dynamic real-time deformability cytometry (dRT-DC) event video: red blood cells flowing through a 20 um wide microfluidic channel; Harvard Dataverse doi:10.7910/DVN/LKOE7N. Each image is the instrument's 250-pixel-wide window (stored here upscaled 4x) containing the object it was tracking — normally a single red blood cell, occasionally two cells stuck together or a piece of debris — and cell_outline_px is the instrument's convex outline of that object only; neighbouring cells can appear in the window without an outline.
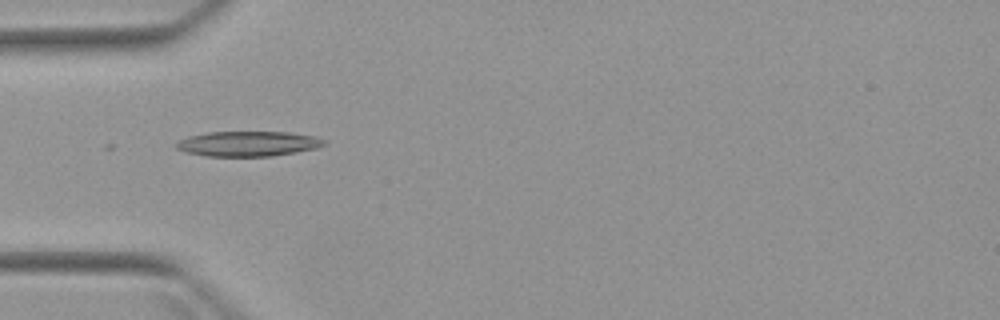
{"species": "Egyptian fruit bat (a non-hibernating species)", "species_latin": "Rousettus aegyptiacus", "temperature_condition": "warm", "stored_images_in_passage": 4, "camera_frame_rate_fps": 3000, "um_per_image_px": 0.085, "animal": {"sex": "female"}, "frame": {"image": 1, "passage_image": 1, "time_ms": 0.0, "image_size_px": [1000, 320], "cell_outline_px": [[328, 144], [316, 148], [296, 152], [272, 156], [204, 156], [188, 152], [176, 148], [176, 144], [180, 140], [188, 136], [208, 132], [288, 132], [316, 136], [324, 140]], "centroid_in_image_um": [21.12, 12.21], "position_along_channel_um": 63.9, "area_um2": 21.56}}
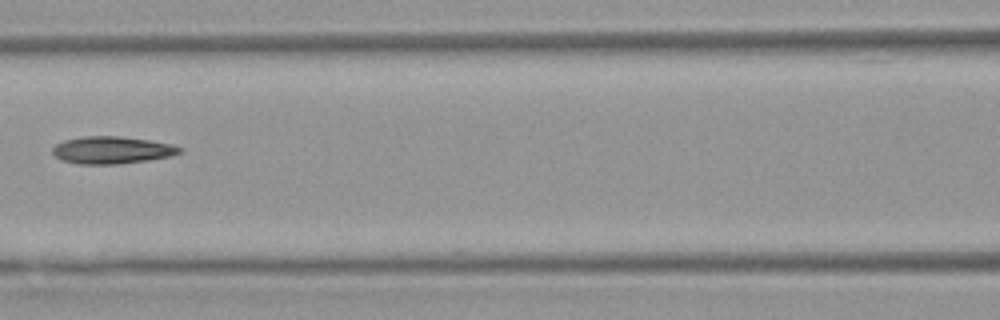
{"frame": {"image": 2, "passage_image": 3, "time_ms": 2.333, "image_size_px": [1000, 320], "cell_outline_px": [[184, 152], [172, 156], [148, 160], [116, 164], [76, 164], [60, 160], [52, 152], [52, 148], [56, 144], [64, 140], [84, 136], [120, 136], [148, 140], [172, 144], [184, 148]], "centroid_in_image_um": [9.54, 12.76], "position_along_channel_um": 157.1, "area_um2": 20.4}}
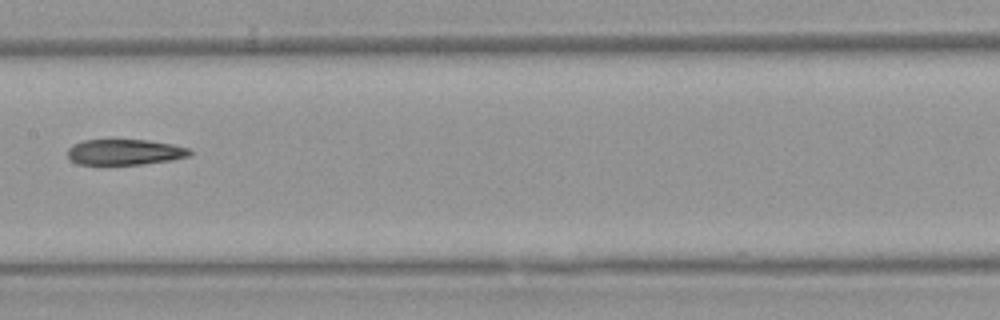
{"frame": {"image": 3, "passage_image": 4, "time_ms": 3.333, "image_size_px": [1000, 320], "cell_outline_px": [[192, 152], [188, 156], [172, 160], [140, 164], [76, 164], [68, 156], [68, 148], [72, 144], [84, 140], [148, 140], [172, 144], [188, 148]], "centroid_in_image_um": [10.59, 12.92], "position_along_channel_um": 196.8, "area_um2": 18.15}}